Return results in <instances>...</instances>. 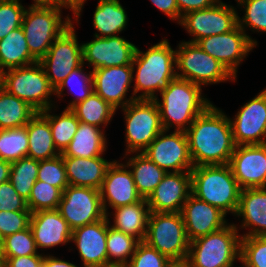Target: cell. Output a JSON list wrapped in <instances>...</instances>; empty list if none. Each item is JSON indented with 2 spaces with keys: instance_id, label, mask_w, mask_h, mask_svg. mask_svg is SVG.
<instances>
[{
  "instance_id": "6da1fadb",
  "label": "cell",
  "mask_w": 266,
  "mask_h": 267,
  "mask_svg": "<svg viewBox=\"0 0 266 267\" xmlns=\"http://www.w3.org/2000/svg\"><path fill=\"white\" fill-rule=\"evenodd\" d=\"M195 166L229 164L235 150L229 116L211 104L185 131Z\"/></svg>"
},
{
  "instance_id": "7a4b0ae2",
  "label": "cell",
  "mask_w": 266,
  "mask_h": 267,
  "mask_svg": "<svg viewBox=\"0 0 266 267\" xmlns=\"http://www.w3.org/2000/svg\"><path fill=\"white\" fill-rule=\"evenodd\" d=\"M132 69L135 83L131 95L135 99L154 100L158 98V92L177 77L176 50L165 38L145 52L136 47Z\"/></svg>"
},
{
  "instance_id": "3957f363",
  "label": "cell",
  "mask_w": 266,
  "mask_h": 267,
  "mask_svg": "<svg viewBox=\"0 0 266 267\" xmlns=\"http://www.w3.org/2000/svg\"><path fill=\"white\" fill-rule=\"evenodd\" d=\"M202 87L186 79L176 77L155 98L164 130L186 131L211 104L202 93ZM173 126V127H172Z\"/></svg>"
},
{
  "instance_id": "277c9868",
  "label": "cell",
  "mask_w": 266,
  "mask_h": 267,
  "mask_svg": "<svg viewBox=\"0 0 266 267\" xmlns=\"http://www.w3.org/2000/svg\"><path fill=\"white\" fill-rule=\"evenodd\" d=\"M240 192L229 164L195 166L191 170V194L225 215L236 214Z\"/></svg>"
},
{
  "instance_id": "5b68a950",
  "label": "cell",
  "mask_w": 266,
  "mask_h": 267,
  "mask_svg": "<svg viewBox=\"0 0 266 267\" xmlns=\"http://www.w3.org/2000/svg\"><path fill=\"white\" fill-rule=\"evenodd\" d=\"M27 8L21 27L30 54L40 61L55 39L67 30L73 21L69 14L62 18V10L57 6L29 5Z\"/></svg>"
},
{
  "instance_id": "8992f818",
  "label": "cell",
  "mask_w": 266,
  "mask_h": 267,
  "mask_svg": "<svg viewBox=\"0 0 266 267\" xmlns=\"http://www.w3.org/2000/svg\"><path fill=\"white\" fill-rule=\"evenodd\" d=\"M241 234L234 223L189 243V267H229L240 258Z\"/></svg>"
},
{
  "instance_id": "52a82bcc",
  "label": "cell",
  "mask_w": 266,
  "mask_h": 267,
  "mask_svg": "<svg viewBox=\"0 0 266 267\" xmlns=\"http://www.w3.org/2000/svg\"><path fill=\"white\" fill-rule=\"evenodd\" d=\"M0 85L8 93L27 102L37 112L52 107L55 101V89L46 77L45 70L39 61L19 68H12L0 73Z\"/></svg>"
},
{
  "instance_id": "ba28073f",
  "label": "cell",
  "mask_w": 266,
  "mask_h": 267,
  "mask_svg": "<svg viewBox=\"0 0 266 267\" xmlns=\"http://www.w3.org/2000/svg\"><path fill=\"white\" fill-rule=\"evenodd\" d=\"M144 242L173 263L186 262L190 242L181 212H150Z\"/></svg>"
},
{
  "instance_id": "9c48e42d",
  "label": "cell",
  "mask_w": 266,
  "mask_h": 267,
  "mask_svg": "<svg viewBox=\"0 0 266 267\" xmlns=\"http://www.w3.org/2000/svg\"><path fill=\"white\" fill-rule=\"evenodd\" d=\"M176 48V75L199 86L213 85L236 78L196 43L182 41ZM180 71V72H179Z\"/></svg>"
},
{
  "instance_id": "30bf717a",
  "label": "cell",
  "mask_w": 266,
  "mask_h": 267,
  "mask_svg": "<svg viewBox=\"0 0 266 267\" xmlns=\"http://www.w3.org/2000/svg\"><path fill=\"white\" fill-rule=\"evenodd\" d=\"M125 120V154L142 153L163 130L154 100L136 99L121 108Z\"/></svg>"
},
{
  "instance_id": "8fae6325",
  "label": "cell",
  "mask_w": 266,
  "mask_h": 267,
  "mask_svg": "<svg viewBox=\"0 0 266 267\" xmlns=\"http://www.w3.org/2000/svg\"><path fill=\"white\" fill-rule=\"evenodd\" d=\"M74 23L55 39L49 51L39 61L54 89L83 64L82 44L78 42Z\"/></svg>"
},
{
  "instance_id": "7c38bea8",
  "label": "cell",
  "mask_w": 266,
  "mask_h": 267,
  "mask_svg": "<svg viewBox=\"0 0 266 267\" xmlns=\"http://www.w3.org/2000/svg\"><path fill=\"white\" fill-rule=\"evenodd\" d=\"M57 210L72 231L106 216L100 191L90 187L68 185L62 192Z\"/></svg>"
},
{
  "instance_id": "4fadbf2b",
  "label": "cell",
  "mask_w": 266,
  "mask_h": 267,
  "mask_svg": "<svg viewBox=\"0 0 266 267\" xmlns=\"http://www.w3.org/2000/svg\"><path fill=\"white\" fill-rule=\"evenodd\" d=\"M196 44L236 78L239 65L257 47L258 41L245 34L237 25L230 32L205 37Z\"/></svg>"
},
{
  "instance_id": "5bb4252c",
  "label": "cell",
  "mask_w": 266,
  "mask_h": 267,
  "mask_svg": "<svg viewBox=\"0 0 266 267\" xmlns=\"http://www.w3.org/2000/svg\"><path fill=\"white\" fill-rule=\"evenodd\" d=\"M237 8L219 0L212 7L194 10L182 16L180 26L192 36L188 42L230 32L238 25Z\"/></svg>"
},
{
  "instance_id": "9a60e30c",
  "label": "cell",
  "mask_w": 266,
  "mask_h": 267,
  "mask_svg": "<svg viewBox=\"0 0 266 267\" xmlns=\"http://www.w3.org/2000/svg\"><path fill=\"white\" fill-rule=\"evenodd\" d=\"M142 153L166 173L191 171L194 167L184 131L169 134L163 129Z\"/></svg>"
},
{
  "instance_id": "2e32d148",
  "label": "cell",
  "mask_w": 266,
  "mask_h": 267,
  "mask_svg": "<svg viewBox=\"0 0 266 267\" xmlns=\"http://www.w3.org/2000/svg\"><path fill=\"white\" fill-rule=\"evenodd\" d=\"M235 145L266 143V90L263 89L229 117Z\"/></svg>"
},
{
  "instance_id": "e0dca14e",
  "label": "cell",
  "mask_w": 266,
  "mask_h": 267,
  "mask_svg": "<svg viewBox=\"0 0 266 267\" xmlns=\"http://www.w3.org/2000/svg\"><path fill=\"white\" fill-rule=\"evenodd\" d=\"M82 44L83 64L97 68L132 65L136 45L121 36L96 37ZM86 61V62H85Z\"/></svg>"
},
{
  "instance_id": "ac0fdd59",
  "label": "cell",
  "mask_w": 266,
  "mask_h": 267,
  "mask_svg": "<svg viewBox=\"0 0 266 267\" xmlns=\"http://www.w3.org/2000/svg\"><path fill=\"white\" fill-rule=\"evenodd\" d=\"M229 166L241 189L266 187V143L237 145Z\"/></svg>"
},
{
  "instance_id": "d6986e66",
  "label": "cell",
  "mask_w": 266,
  "mask_h": 267,
  "mask_svg": "<svg viewBox=\"0 0 266 267\" xmlns=\"http://www.w3.org/2000/svg\"><path fill=\"white\" fill-rule=\"evenodd\" d=\"M133 74L132 65L97 68L92 71L94 92L115 110L124 108L136 100L134 96L127 98Z\"/></svg>"
},
{
  "instance_id": "ffe728a7",
  "label": "cell",
  "mask_w": 266,
  "mask_h": 267,
  "mask_svg": "<svg viewBox=\"0 0 266 267\" xmlns=\"http://www.w3.org/2000/svg\"><path fill=\"white\" fill-rule=\"evenodd\" d=\"M105 214L112 209L133 204L143 198L138 193L132 173L125 163L113 160L99 189Z\"/></svg>"
},
{
  "instance_id": "44dd1931",
  "label": "cell",
  "mask_w": 266,
  "mask_h": 267,
  "mask_svg": "<svg viewBox=\"0 0 266 267\" xmlns=\"http://www.w3.org/2000/svg\"><path fill=\"white\" fill-rule=\"evenodd\" d=\"M191 195V171L168 172L146 199L150 212H181Z\"/></svg>"
},
{
  "instance_id": "7402d4cb",
  "label": "cell",
  "mask_w": 266,
  "mask_h": 267,
  "mask_svg": "<svg viewBox=\"0 0 266 267\" xmlns=\"http://www.w3.org/2000/svg\"><path fill=\"white\" fill-rule=\"evenodd\" d=\"M108 217L72 231L71 242L80 255L82 267H108L106 240Z\"/></svg>"
},
{
  "instance_id": "603a6c76",
  "label": "cell",
  "mask_w": 266,
  "mask_h": 267,
  "mask_svg": "<svg viewBox=\"0 0 266 267\" xmlns=\"http://www.w3.org/2000/svg\"><path fill=\"white\" fill-rule=\"evenodd\" d=\"M181 214L189 242L220 230L228 224L222 211L192 194L184 203Z\"/></svg>"
},
{
  "instance_id": "cb8c5ba5",
  "label": "cell",
  "mask_w": 266,
  "mask_h": 267,
  "mask_svg": "<svg viewBox=\"0 0 266 267\" xmlns=\"http://www.w3.org/2000/svg\"><path fill=\"white\" fill-rule=\"evenodd\" d=\"M29 227L37 249L62 246L71 242L72 230L57 209L31 213Z\"/></svg>"
},
{
  "instance_id": "d4e9b609",
  "label": "cell",
  "mask_w": 266,
  "mask_h": 267,
  "mask_svg": "<svg viewBox=\"0 0 266 267\" xmlns=\"http://www.w3.org/2000/svg\"><path fill=\"white\" fill-rule=\"evenodd\" d=\"M238 218L242 217L237 230L249 229L244 236H266V187L241 189L239 204L236 211ZM239 228V229H238Z\"/></svg>"
},
{
  "instance_id": "484cf974",
  "label": "cell",
  "mask_w": 266,
  "mask_h": 267,
  "mask_svg": "<svg viewBox=\"0 0 266 267\" xmlns=\"http://www.w3.org/2000/svg\"><path fill=\"white\" fill-rule=\"evenodd\" d=\"M69 185L90 187L99 190L106 172L113 161L104 156L81 158L62 156Z\"/></svg>"
},
{
  "instance_id": "4316f807",
  "label": "cell",
  "mask_w": 266,
  "mask_h": 267,
  "mask_svg": "<svg viewBox=\"0 0 266 267\" xmlns=\"http://www.w3.org/2000/svg\"><path fill=\"white\" fill-rule=\"evenodd\" d=\"M114 213H108L106 217L113 215V224L110 226L125 234L131 235L139 241H144L147 234L150 209L146 199L133 204L114 208Z\"/></svg>"
},
{
  "instance_id": "83f0119b",
  "label": "cell",
  "mask_w": 266,
  "mask_h": 267,
  "mask_svg": "<svg viewBox=\"0 0 266 267\" xmlns=\"http://www.w3.org/2000/svg\"><path fill=\"white\" fill-rule=\"evenodd\" d=\"M103 129L79 122L78 129L62 156L92 158L103 156L107 150V138Z\"/></svg>"
},
{
  "instance_id": "f1b7e54d",
  "label": "cell",
  "mask_w": 266,
  "mask_h": 267,
  "mask_svg": "<svg viewBox=\"0 0 266 267\" xmlns=\"http://www.w3.org/2000/svg\"><path fill=\"white\" fill-rule=\"evenodd\" d=\"M125 10L119 0H98L93 14V27L97 30L94 36L104 38L122 33L128 23Z\"/></svg>"
},
{
  "instance_id": "f546056e",
  "label": "cell",
  "mask_w": 266,
  "mask_h": 267,
  "mask_svg": "<svg viewBox=\"0 0 266 267\" xmlns=\"http://www.w3.org/2000/svg\"><path fill=\"white\" fill-rule=\"evenodd\" d=\"M25 126L28 135L27 157L42 161L61 154L53 142L49 122L39 112Z\"/></svg>"
},
{
  "instance_id": "4dcf8cb0",
  "label": "cell",
  "mask_w": 266,
  "mask_h": 267,
  "mask_svg": "<svg viewBox=\"0 0 266 267\" xmlns=\"http://www.w3.org/2000/svg\"><path fill=\"white\" fill-rule=\"evenodd\" d=\"M130 158L126 154L123 158L125 164L129 167L133 180L135 182L138 193L142 198L147 199L154 191L157 185L162 181L166 172L151 161L144 153H129Z\"/></svg>"
},
{
  "instance_id": "1f68e13d",
  "label": "cell",
  "mask_w": 266,
  "mask_h": 267,
  "mask_svg": "<svg viewBox=\"0 0 266 267\" xmlns=\"http://www.w3.org/2000/svg\"><path fill=\"white\" fill-rule=\"evenodd\" d=\"M35 62L37 60L30 54L22 27L0 40V73Z\"/></svg>"
},
{
  "instance_id": "d6a6232c",
  "label": "cell",
  "mask_w": 266,
  "mask_h": 267,
  "mask_svg": "<svg viewBox=\"0 0 266 267\" xmlns=\"http://www.w3.org/2000/svg\"><path fill=\"white\" fill-rule=\"evenodd\" d=\"M38 112L0 86V129L24 127Z\"/></svg>"
},
{
  "instance_id": "836d02e7",
  "label": "cell",
  "mask_w": 266,
  "mask_h": 267,
  "mask_svg": "<svg viewBox=\"0 0 266 267\" xmlns=\"http://www.w3.org/2000/svg\"><path fill=\"white\" fill-rule=\"evenodd\" d=\"M77 119L92 126L102 129L106 127L116 111L108 102L93 92L85 101L79 102L70 109Z\"/></svg>"
},
{
  "instance_id": "e575fe53",
  "label": "cell",
  "mask_w": 266,
  "mask_h": 267,
  "mask_svg": "<svg viewBox=\"0 0 266 267\" xmlns=\"http://www.w3.org/2000/svg\"><path fill=\"white\" fill-rule=\"evenodd\" d=\"M52 110L50 107L39 113L49 122L55 147L62 153L73 139L80 121L70 109H64L59 115Z\"/></svg>"
},
{
  "instance_id": "d590c367",
  "label": "cell",
  "mask_w": 266,
  "mask_h": 267,
  "mask_svg": "<svg viewBox=\"0 0 266 267\" xmlns=\"http://www.w3.org/2000/svg\"><path fill=\"white\" fill-rule=\"evenodd\" d=\"M140 241L110 226L108 218V235L106 240L108 267H125L134 254Z\"/></svg>"
},
{
  "instance_id": "8d00e7d4",
  "label": "cell",
  "mask_w": 266,
  "mask_h": 267,
  "mask_svg": "<svg viewBox=\"0 0 266 267\" xmlns=\"http://www.w3.org/2000/svg\"><path fill=\"white\" fill-rule=\"evenodd\" d=\"M85 64L73 70L55 89V97L61 98L65 95L64 90L73 92L75 98L70 101L65 109H71L79 102L85 101L93 92L92 71L85 73Z\"/></svg>"
},
{
  "instance_id": "74e56055",
  "label": "cell",
  "mask_w": 266,
  "mask_h": 267,
  "mask_svg": "<svg viewBox=\"0 0 266 267\" xmlns=\"http://www.w3.org/2000/svg\"><path fill=\"white\" fill-rule=\"evenodd\" d=\"M38 169L39 161L30 157H23L11 162L9 181L17 193L26 201L37 181Z\"/></svg>"
},
{
  "instance_id": "f35d334b",
  "label": "cell",
  "mask_w": 266,
  "mask_h": 267,
  "mask_svg": "<svg viewBox=\"0 0 266 267\" xmlns=\"http://www.w3.org/2000/svg\"><path fill=\"white\" fill-rule=\"evenodd\" d=\"M28 135L26 126L0 129V159L14 162L27 157Z\"/></svg>"
},
{
  "instance_id": "ab89813d",
  "label": "cell",
  "mask_w": 266,
  "mask_h": 267,
  "mask_svg": "<svg viewBox=\"0 0 266 267\" xmlns=\"http://www.w3.org/2000/svg\"><path fill=\"white\" fill-rule=\"evenodd\" d=\"M237 7L244 11L242 18L238 15V26L247 34V28L252 32L266 33V0H235Z\"/></svg>"
},
{
  "instance_id": "60d3db41",
  "label": "cell",
  "mask_w": 266,
  "mask_h": 267,
  "mask_svg": "<svg viewBox=\"0 0 266 267\" xmlns=\"http://www.w3.org/2000/svg\"><path fill=\"white\" fill-rule=\"evenodd\" d=\"M61 197L62 191L58 187L37 180L26 203L31 213L54 210L58 208Z\"/></svg>"
},
{
  "instance_id": "b9f144b4",
  "label": "cell",
  "mask_w": 266,
  "mask_h": 267,
  "mask_svg": "<svg viewBox=\"0 0 266 267\" xmlns=\"http://www.w3.org/2000/svg\"><path fill=\"white\" fill-rule=\"evenodd\" d=\"M35 254L44 253L38 252L30 227L3 238L0 249L1 257H19Z\"/></svg>"
},
{
  "instance_id": "7bdbcfd3",
  "label": "cell",
  "mask_w": 266,
  "mask_h": 267,
  "mask_svg": "<svg viewBox=\"0 0 266 267\" xmlns=\"http://www.w3.org/2000/svg\"><path fill=\"white\" fill-rule=\"evenodd\" d=\"M37 180L58 187L62 192L69 185L62 155L39 161Z\"/></svg>"
},
{
  "instance_id": "ee69618b",
  "label": "cell",
  "mask_w": 266,
  "mask_h": 267,
  "mask_svg": "<svg viewBox=\"0 0 266 267\" xmlns=\"http://www.w3.org/2000/svg\"><path fill=\"white\" fill-rule=\"evenodd\" d=\"M25 10L20 0H0V40L22 26Z\"/></svg>"
},
{
  "instance_id": "f6af8a7d",
  "label": "cell",
  "mask_w": 266,
  "mask_h": 267,
  "mask_svg": "<svg viewBox=\"0 0 266 267\" xmlns=\"http://www.w3.org/2000/svg\"><path fill=\"white\" fill-rule=\"evenodd\" d=\"M173 262L146 242L140 241L125 267H171Z\"/></svg>"
},
{
  "instance_id": "bcb514c9",
  "label": "cell",
  "mask_w": 266,
  "mask_h": 267,
  "mask_svg": "<svg viewBox=\"0 0 266 267\" xmlns=\"http://www.w3.org/2000/svg\"><path fill=\"white\" fill-rule=\"evenodd\" d=\"M240 257L252 267H266V236L241 237Z\"/></svg>"
},
{
  "instance_id": "7dc6e473",
  "label": "cell",
  "mask_w": 266,
  "mask_h": 267,
  "mask_svg": "<svg viewBox=\"0 0 266 267\" xmlns=\"http://www.w3.org/2000/svg\"><path fill=\"white\" fill-rule=\"evenodd\" d=\"M31 211H0V235L5 238L29 227Z\"/></svg>"
},
{
  "instance_id": "c3c4849f",
  "label": "cell",
  "mask_w": 266,
  "mask_h": 267,
  "mask_svg": "<svg viewBox=\"0 0 266 267\" xmlns=\"http://www.w3.org/2000/svg\"><path fill=\"white\" fill-rule=\"evenodd\" d=\"M30 211L26 200L14 189L10 181L0 184V211Z\"/></svg>"
},
{
  "instance_id": "681fc988",
  "label": "cell",
  "mask_w": 266,
  "mask_h": 267,
  "mask_svg": "<svg viewBox=\"0 0 266 267\" xmlns=\"http://www.w3.org/2000/svg\"><path fill=\"white\" fill-rule=\"evenodd\" d=\"M45 254H35L19 257H2L4 267H40Z\"/></svg>"
},
{
  "instance_id": "f907efd6",
  "label": "cell",
  "mask_w": 266,
  "mask_h": 267,
  "mask_svg": "<svg viewBox=\"0 0 266 267\" xmlns=\"http://www.w3.org/2000/svg\"><path fill=\"white\" fill-rule=\"evenodd\" d=\"M151 3L165 15H167L172 21H176L178 24L181 22L182 16L179 13L176 0H150Z\"/></svg>"
},
{
  "instance_id": "816d5d0a",
  "label": "cell",
  "mask_w": 266,
  "mask_h": 267,
  "mask_svg": "<svg viewBox=\"0 0 266 267\" xmlns=\"http://www.w3.org/2000/svg\"><path fill=\"white\" fill-rule=\"evenodd\" d=\"M218 1L219 0H176L181 16H184L190 11L212 7Z\"/></svg>"
},
{
  "instance_id": "f5cc1de1",
  "label": "cell",
  "mask_w": 266,
  "mask_h": 267,
  "mask_svg": "<svg viewBox=\"0 0 266 267\" xmlns=\"http://www.w3.org/2000/svg\"><path fill=\"white\" fill-rule=\"evenodd\" d=\"M87 0H59V8L62 10L69 9L74 15V20L79 24V18L81 16L82 9L84 8V2Z\"/></svg>"
},
{
  "instance_id": "db71d44e",
  "label": "cell",
  "mask_w": 266,
  "mask_h": 267,
  "mask_svg": "<svg viewBox=\"0 0 266 267\" xmlns=\"http://www.w3.org/2000/svg\"><path fill=\"white\" fill-rule=\"evenodd\" d=\"M44 267H78L76 264L67 262L53 255L46 254L43 259Z\"/></svg>"
},
{
  "instance_id": "11a10c76",
  "label": "cell",
  "mask_w": 266,
  "mask_h": 267,
  "mask_svg": "<svg viewBox=\"0 0 266 267\" xmlns=\"http://www.w3.org/2000/svg\"><path fill=\"white\" fill-rule=\"evenodd\" d=\"M11 162L0 159V184L9 181Z\"/></svg>"
},
{
  "instance_id": "9f6ffc18",
  "label": "cell",
  "mask_w": 266,
  "mask_h": 267,
  "mask_svg": "<svg viewBox=\"0 0 266 267\" xmlns=\"http://www.w3.org/2000/svg\"><path fill=\"white\" fill-rule=\"evenodd\" d=\"M31 5H45V6H57L59 8V0H33Z\"/></svg>"
},
{
  "instance_id": "6f0895ef",
  "label": "cell",
  "mask_w": 266,
  "mask_h": 267,
  "mask_svg": "<svg viewBox=\"0 0 266 267\" xmlns=\"http://www.w3.org/2000/svg\"><path fill=\"white\" fill-rule=\"evenodd\" d=\"M238 261L242 264V266H239V267H252L241 257L238 259ZM234 264L235 262L229 267H234Z\"/></svg>"
},
{
  "instance_id": "680465c9",
  "label": "cell",
  "mask_w": 266,
  "mask_h": 267,
  "mask_svg": "<svg viewBox=\"0 0 266 267\" xmlns=\"http://www.w3.org/2000/svg\"><path fill=\"white\" fill-rule=\"evenodd\" d=\"M171 267H189V266L184 262V263H173Z\"/></svg>"
},
{
  "instance_id": "91938a15",
  "label": "cell",
  "mask_w": 266,
  "mask_h": 267,
  "mask_svg": "<svg viewBox=\"0 0 266 267\" xmlns=\"http://www.w3.org/2000/svg\"><path fill=\"white\" fill-rule=\"evenodd\" d=\"M0 267H4V261L1 256H0Z\"/></svg>"
},
{
  "instance_id": "94428289",
  "label": "cell",
  "mask_w": 266,
  "mask_h": 267,
  "mask_svg": "<svg viewBox=\"0 0 266 267\" xmlns=\"http://www.w3.org/2000/svg\"><path fill=\"white\" fill-rule=\"evenodd\" d=\"M2 241H3V238H2V236L0 235V249H1V246H2Z\"/></svg>"
}]
</instances>
